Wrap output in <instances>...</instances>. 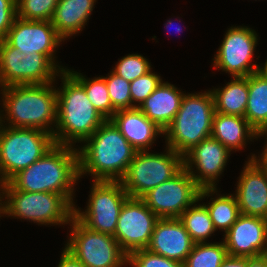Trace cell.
Listing matches in <instances>:
<instances>
[{
  "label": "cell",
  "mask_w": 267,
  "mask_h": 267,
  "mask_svg": "<svg viewBox=\"0 0 267 267\" xmlns=\"http://www.w3.org/2000/svg\"><path fill=\"white\" fill-rule=\"evenodd\" d=\"M79 178L78 150L72 146L55 144L39 160L19 171L8 182L16 190L61 194L74 207V184Z\"/></svg>",
  "instance_id": "6da1fadb"
},
{
  "label": "cell",
  "mask_w": 267,
  "mask_h": 267,
  "mask_svg": "<svg viewBox=\"0 0 267 267\" xmlns=\"http://www.w3.org/2000/svg\"><path fill=\"white\" fill-rule=\"evenodd\" d=\"M84 143L78 149L79 177L91 173L94 181H120L137 152L111 120H106Z\"/></svg>",
  "instance_id": "7a4b0ae2"
},
{
  "label": "cell",
  "mask_w": 267,
  "mask_h": 267,
  "mask_svg": "<svg viewBox=\"0 0 267 267\" xmlns=\"http://www.w3.org/2000/svg\"><path fill=\"white\" fill-rule=\"evenodd\" d=\"M63 86L57 91L55 144L70 146L85 142L106 119L95 109L84 87L67 71H61Z\"/></svg>",
  "instance_id": "3957f363"
},
{
  "label": "cell",
  "mask_w": 267,
  "mask_h": 267,
  "mask_svg": "<svg viewBox=\"0 0 267 267\" xmlns=\"http://www.w3.org/2000/svg\"><path fill=\"white\" fill-rule=\"evenodd\" d=\"M52 83L1 88L8 127L34 128L53 135L50 125H57V91Z\"/></svg>",
  "instance_id": "277c9868"
},
{
  "label": "cell",
  "mask_w": 267,
  "mask_h": 267,
  "mask_svg": "<svg viewBox=\"0 0 267 267\" xmlns=\"http://www.w3.org/2000/svg\"><path fill=\"white\" fill-rule=\"evenodd\" d=\"M214 114L211 91L185 94L175 118L164 130L166 147L184 156L201 141L211 137Z\"/></svg>",
  "instance_id": "5b68a950"
},
{
  "label": "cell",
  "mask_w": 267,
  "mask_h": 267,
  "mask_svg": "<svg viewBox=\"0 0 267 267\" xmlns=\"http://www.w3.org/2000/svg\"><path fill=\"white\" fill-rule=\"evenodd\" d=\"M2 118L0 116V184L8 182L55 145L51 133L34 128L7 127Z\"/></svg>",
  "instance_id": "8992f818"
},
{
  "label": "cell",
  "mask_w": 267,
  "mask_h": 267,
  "mask_svg": "<svg viewBox=\"0 0 267 267\" xmlns=\"http://www.w3.org/2000/svg\"><path fill=\"white\" fill-rule=\"evenodd\" d=\"M3 214L31 220L41 225L68 224L74 207L61 195L50 192L16 190L9 182L2 184Z\"/></svg>",
  "instance_id": "52a82bcc"
},
{
  "label": "cell",
  "mask_w": 267,
  "mask_h": 267,
  "mask_svg": "<svg viewBox=\"0 0 267 267\" xmlns=\"http://www.w3.org/2000/svg\"><path fill=\"white\" fill-rule=\"evenodd\" d=\"M165 154L138 151L120 180L129 197L142 198L146 193L170 180L183 168V156L167 147Z\"/></svg>",
  "instance_id": "ba28073f"
},
{
  "label": "cell",
  "mask_w": 267,
  "mask_h": 267,
  "mask_svg": "<svg viewBox=\"0 0 267 267\" xmlns=\"http://www.w3.org/2000/svg\"><path fill=\"white\" fill-rule=\"evenodd\" d=\"M71 236L65 249L85 267H122L127 254L110 234L93 231L74 215L70 219Z\"/></svg>",
  "instance_id": "9c48e42d"
},
{
  "label": "cell",
  "mask_w": 267,
  "mask_h": 267,
  "mask_svg": "<svg viewBox=\"0 0 267 267\" xmlns=\"http://www.w3.org/2000/svg\"><path fill=\"white\" fill-rule=\"evenodd\" d=\"M59 72L44 54L24 55L4 39L0 40V87L48 84L55 81Z\"/></svg>",
  "instance_id": "30bf717a"
},
{
  "label": "cell",
  "mask_w": 267,
  "mask_h": 267,
  "mask_svg": "<svg viewBox=\"0 0 267 267\" xmlns=\"http://www.w3.org/2000/svg\"><path fill=\"white\" fill-rule=\"evenodd\" d=\"M85 212L74 207L73 215L93 231L114 236L119 214L129 198L120 181H93Z\"/></svg>",
  "instance_id": "8fae6325"
},
{
  "label": "cell",
  "mask_w": 267,
  "mask_h": 267,
  "mask_svg": "<svg viewBox=\"0 0 267 267\" xmlns=\"http://www.w3.org/2000/svg\"><path fill=\"white\" fill-rule=\"evenodd\" d=\"M200 189L183 168L173 178L156 186L141 199L158 218H179L199 199Z\"/></svg>",
  "instance_id": "7c38bea8"
},
{
  "label": "cell",
  "mask_w": 267,
  "mask_h": 267,
  "mask_svg": "<svg viewBox=\"0 0 267 267\" xmlns=\"http://www.w3.org/2000/svg\"><path fill=\"white\" fill-rule=\"evenodd\" d=\"M158 219L141 198L129 197L121 208L113 237L127 255L146 249Z\"/></svg>",
  "instance_id": "4fadbf2b"
},
{
  "label": "cell",
  "mask_w": 267,
  "mask_h": 267,
  "mask_svg": "<svg viewBox=\"0 0 267 267\" xmlns=\"http://www.w3.org/2000/svg\"><path fill=\"white\" fill-rule=\"evenodd\" d=\"M224 37L213 58L214 67L233 77H247L259 72L260 66L251 62L258 40L256 32L246 26H235L229 28Z\"/></svg>",
  "instance_id": "5bb4252c"
},
{
  "label": "cell",
  "mask_w": 267,
  "mask_h": 267,
  "mask_svg": "<svg viewBox=\"0 0 267 267\" xmlns=\"http://www.w3.org/2000/svg\"><path fill=\"white\" fill-rule=\"evenodd\" d=\"M4 40L24 55H28V52L44 54L60 71L67 70L60 68L54 59L55 48L60 46L64 39L57 33L51 21L16 17Z\"/></svg>",
  "instance_id": "9a60e30c"
},
{
  "label": "cell",
  "mask_w": 267,
  "mask_h": 267,
  "mask_svg": "<svg viewBox=\"0 0 267 267\" xmlns=\"http://www.w3.org/2000/svg\"><path fill=\"white\" fill-rule=\"evenodd\" d=\"M230 153L231 151L218 140L209 137L183 156L184 168L201 189L216 188L215 180L223 172ZM193 166L199 175L195 174Z\"/></svg>",
  "instance_id": "2e32d148"
},
{
  "label": "cell",
  "mask_w": 267,
  "mask_h": 267,
  "mask_svg": "<svg viewBox=\"0 0 267 267\" xmlns=\"http://www.w3.org/2000/svg\"><path fill=\"white\" fill-rule=\"evenodd\" d=\"M223 241L229 256L250 258L267 255V219L240 214L225 233Z\"/></svg>",
  "instance_id": "e0dca14e"
},
{
  "label": "cell",
  "mask_w": 267,
  "mask_h": 267,
  "mask_svg": "<svg viewBox=\"0 0 267 267\" xmlns=\"http://www.w3.org/2000/svg\"><path fill=\"white\" fill-rule=\"evenodd\" d=\"M251 156L241 172L235 197L244 215L267 219V172Z\"/></svg>",
  "instance_id": "ac0fdd59"
},
{
  "label": "cell",
  "mask_w": 267,
  "mask_h": 267,
  "mask_svg": "<svg viewBox=\"0 0 267 267\" xmlns=\"http://www.w3.org/2000/svg\"><path fill=\"white\" fill-rule=\"evenodd\" d=\"M194 244L179 218H159L146 249L184 264Z\"/></svg>",
  "instance_id": "d6986e66"
},
{
  "label": "cell",
  "mask_w": 267,
  "mask_h": 267,
  "mask_svg": "<svg viewBox=\"0 0 267 267\" xmlns=\"http://www.w3.org/2000/svg\"><path fill=\"white\" fill-rule=\"evenodd\" d=\"M110 120L137 152L147 151L157 135H164L138 107L117 110Z\"/></svg>",
  "instance_id": "ffe728a7"
},
{
  "label": "cell",
  "mask_w": 267,
  "mask_h": 267,
  "mask_svg": "<svg viewBox=\"0 0 267 267\" xmlns=\"http://www.w3.org/2000/svg\"><path fill=\"white\" fill-rule=\"evenodd\" d=\"M184 95L174 85L162 81L138 108L164 131L175 118Z\"/></svg>",
  "instance_id": "44dd1931"
},
{
  "label": "cell",
  "mask_w": 267,
  "mask_h": 267,
  "mask_svg": "<svg viewBox=\"0 0 267 267\" xmlns=\"http://www.w3.org/2000/svg\"><path fill=\"white\" fill-rule=\"evenodd\" d=\"M258 132L249 124L245 117L226 115L215 112L211 137L218 140L230 151L240 150L246 144L257 138Z\"/></svg>",
  "instance_id": "7402d4cb"
},
{
  "label": "cell",
  "mask_w": 267,
  "mask_h": 267,
  "mask_svg": "<svg viewBox=\"0 0 267 267\" xmlns=\"http://www.w3.org/2000/svg\"><path fill=\"white\" fill-rule=\"evenodd\" d=\"M96 0H59L51 20L64 39L82 31L87 24Z\"/></svg>",
  "instance_id": "603a6c76"
},
{
  "label": "cell",
  "mask_w": 267,
  "mask_h": 267,
  "mask_svg": "<svg viewBox=\"0 0 267 267\" xmlns=\"http://www.w3.org/2000/svg\"><path fill=\"white\" fill-rule=\"evenodd\" d=\"M226 85L211 90L215 112L244 117L248 100V76L233 77Z\"/></svg>",
  "instance_id": "cb8c5ba5"
},
{
  "label": "cell",
  "mask_w": 267,
  "mask_h": 267,
  "mask_svg": "<svg viewBox=\"0 0 267 267\" xmlns=\"http://www.w3.org/2000/svg\"><path fill=\"white\" fill-rule=\"evenodd\" d=\"M244 117L258 133L267 130V78L261 72L248 76V100Z\"/></svg>",
  "instance_id": "d4e9b609"
},
{
  "label": "cell",
  "mask_w": 267,
  "mask_h": 267,
  "mask_svg": "<svg viewBox=\"0 0 267 267\" xmlns=\"http://www.w3.org/2000/svg\"><path fill=\"white\" fill-rule=\"evenodd\" d=\"M216 190V188L200 189L199 199L195 201V205L188 207L179 217L195 244L205 243L206 239L216 231L205 204L198 206L196 204L206 196L212 195L211 193L217 192Z\"/></svg>",
  "instance_id": "484cf974"
},
{
  "label": "cell",
  "mask_w": 267,
  "mask_h": 267,
  "mask_svg": "<svg viewBox=\"0 0 267 267\" xmlns=\"http://www.w3.org/2000/svg\"><path fill=\"white\" fill-rule=\"evenodd\" d=\"M85 89V92L95 109L106 119L110 120L117 111L110 101L108 88L103 77L86 79L81 73L67 70Z\"/></svg>",
  "instance_id": "4316f807"
},
{
  "label": "cell",
  "mask_w": 267,
  "mask_h": 267,
  "mask_svg": "<svg viewBox=\"0 0 267 267\" xmlns=\"http://www.w3.org/2000/svg\"><path fill=\"white\" fill-rule=\"evenodd\" d=\"M211 203L205 205L212 220L215 230L222 229L225 233L237 221L240 216V209L237 199L232 194L220 195L217 198H211Z\"/></svg>",
  "instance_id": "83f0119b"
},
{
  "label": "cell",
  "mask_w": 267,
  "mask_h": 267,
  "mask_svg": "<svg viewBox=\"0 0 267 267\" xmlns=\"http://www.w3.org/2000/svg\"><path fill=\"white\" fill-rule=\"evenodd\" d=\"M228 256L224 241L220 243H196L183 267H220Z\"/></svg>",
  "instance_id": "f1b7e54d"
},
{
  "label": "cell",
  "mask_w": 267,
  "mask_h": 267,
  "mask_svg": "<svg viewBox=\"0 0 267 267\" xmlns=\"http://www.w3.org/2000/svg\"><path fill=\"white\" fill-rule=\"evenodd\" d=\"M59 0H16V17L51 21Z\"/></svg>",
  "instance_id": "f546056e"
},
{
  "label": "cell",
  "mask_w": 267,
  "mask_h": 267,
  "mask_svg": "<svg viewBox=\"0 0 267 267\" xmlns=\"http://www.w3.org/2000/svg\"><path fill=\"white\" fill-rule=\"evenodd\" d=\"M110 73L111 74L108 75V77L103 78L105 79L108 88V94L112 106L116 110L136 108L137 105L132 104L130 82L118 76L113 71Z\"/></svg>",
  "instance_id": "4dcf8cb0"
},
{
  "label": "cell",
  "mask_w": 267,
  "mask_h": 267,
  "mask_svg": "<svg viewBox=\"0 0 267 267\" xmlns=\"http://www.w3.org/2000/svg\"><path fill=\"white\" fill-rule=\"evenodd\" d=\"M151 70V65L147 59L138 54H129L119 60L113 72L132 82Z\"/></svg>",
  "instance_id": "1f68e13d"
},
{
  "label": "cell",
  "mask_w": 267,
  "mask_h": 267,
  "mask_svg": "<svg viewBox=\"0 0 267 267\" xmlns=\"http://www.w3.org/2000/svg\"><path fill=\"white\" fill-rule=\"evenodd\" d=\"M127 264L133 267H183V264L155 254L148 249H138L127 255Z\"/></svg>",
  "instance_id": "d6a6232c"
},
{
  "label": "cell",
  "mask_w": 267,
  "mask_h": 267,
  "mask_svg": "<svg viewBox=\"0 0 267 267\" xmlns=\"http://www.w3.org/2000/svg\"><path fill=\"white\" fill-rule=\"evenodd\" d=\"M162 79L151 70L141 77L130 82V94L132 103L138 102L137 107L160 85Z\"/></svg>",
  "instance_id": "836d02e7"
},
{
  "label": "cell",
  "mask_w": 267,
  "mask_h": 267,
  "mask_svg": "<svg viewBox=\"0 0 267 267\" xmlns=\"http://www.w3.org/2000/svg\"><path fill=\"white\" fill-rule=\"evenodd\" d=\"M16 18V0H0V40L4 39Z\"/></svg>",
  "instance_id": "e575fe53"
},
{
  "label": "cell",
  "mask_w": 267,
  "mask_h": 267,
  "mask_svg": "<svg viewBox=\"0 0 267 267\" xmlns=\"http://www.w3.org/2000/svg\"><path fill=\"white\" fill-rule=\"evenodd\" d=\"M58 267H85V266L64 248L62 256L60 257V262Z\"/></svg>",
  "instance_id": "d590c367"
},
{
  "label": "cell",
  "mask_w": 267,
  "mask_h": 267,
  "mask_svg": "<svg viewBox=\"0 0 267 267\" xmlns=\"http://www.w3.org/2000/svg\"><path fill=\"white\" fill-rule=\"evenodd\" d=\"M220 267H247V257L228 255Z\"/></svg>",
  "instance_id": "8d00e7d4"
},
{
  "label": "cell",
  "mask_w": 267,
  "mask_h": 267,
  "mask_svg": "<svg viewBox=\"0 0 267 267\" xmlns=\"http://www.w3.org/2000/svg\"><path fill=\"white\" fill-rule=\"evenodd\" d=\"M247 267H267V255L247 257Z\"/></svg>",
  "instance_id": "74e56055"
},
{
  "label": "cell",
  "mask_w": 267,
  "mask_h": 267,
  "mask_svg": "<svg viewBox=\"0 0 267 267\" xmlns=\"http://www.w3.org/2000/svg\"><path fill=\"white\" fill-rule=\"evenodd\" d=\"M264 134L267 137V130L259 132L257 136L260 137V136H263ZM259 158L260 159H257V157H255L254 160L267 172V143H266V146H264V150L261 154V157Z\"/></svg>",
  "instance_id": "f35d334b"
},
{
  "label": "cell",
  "mask_w": 267,
  "mask_h": 267,
  "mask_svg": "<svg viewBox=\"0 0 267 267\" xmlns=\"http://www.w3.org/2000/svg\"><path fill=\"white\" fill-rule=\"evenodd\" d=\"M264 65H265V66L260 67L259 72H261V73L267 78V60H266V62H265Z\"/></svg>",
  "instance_id": "ab89813d"
},
{
  "label": "cell",
  "mask_w": 267,
  "mask_h": 267,
  "mask_svg": "<svg viewBox=\"0 0 267 267\" xmlns=\"http://www.w3.org/2000/svg\"><path fill=\"white\" fill-rule=\"evenodd\" d=\"M0 191L2 192V184H0ZM2 198H3V194L0 193V214H3V204L1 203L2 202V200H1ZM0 217H1V215H0Z\"/></svg>",
  "instance_id": "60d3db41"
},
{
  "label": "cell",
  "mask_w": 267,
  "mask_h": 267,
  "mask_svg": "<svg viewBox=\"0 0 267 267\" xmlns=\"http://www.w3.org/2000/svg\"><path fill=\"white\" fill-rule=\"evenodd\" d=\"M165 25H166L165 27L168 28L169 25L172 26L173 24H172V21H171V20H168V23L165 24ZM176 31H177V32H180V31H181V28H180V27H177V28H176Z\"/></svg>",
  "instance_id": "b9f144b4"
}]
</instances>
